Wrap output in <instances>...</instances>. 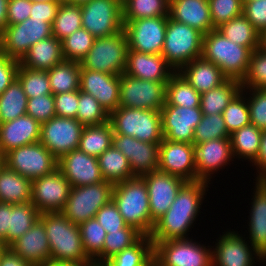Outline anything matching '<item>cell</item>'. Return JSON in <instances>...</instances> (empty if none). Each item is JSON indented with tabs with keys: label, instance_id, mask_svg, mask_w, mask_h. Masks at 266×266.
<instances>
[{
	"label": "cell",
	"instance_id": "obj_1",
	"mask_svg": "<svg viewBox=\"0 0 266 266\" xmlns=\"http://www.w3.org/2000/svg\"><path fill=\"white\" fill-rule=\"evenodd\" d=\"M209 185L206 181H195L182 186L169 210L155 222L150 235L153 245L161 241L193 237L192 234L190 236V232H193L191 227H195L202 205L208 201L205 198Z\"/></svg>",
	"mask_w": 266,
	"mask_h": 266
},
{
	"label": "cell",
	"instance_id": "obj_2",
	"mask_svg": "<svg viewBox=\"0 0 266 266\" xmlns=\"http://www.w3.org/2000/svg\"><path fill=\"white\" fill-rule=\"evenodd\" d=\"M43 222L50 246V262L53 263H91L85 254L80 229L62 212L42 213Z\"/></svg>",
	"mask_w": 266,
	"mask_h": 266
},
{
	"label": "cell",
	"instance_id": "obj_3",
	"mask_svg": "<svg viewBox=\"0 0 266 266\" xmlns=\"http://www.w3.org/2000/svg\"><path fill=\"white\" fill-rule=\"evenodd\" d=\"M112 201L127 225L143 235H151L155 222L151 219L148 190L142 177L115 184Z\"/></svg>",
	"mask_w": 266,
	"mask_h": 266
},
{
	"label": "cell",
	"instance_id": "obj_4",
	"mask_svg": "<svg viewBox=\"0 0 266 266\" xmlns=\"http://www.w3.org/2000/svg\"><path fill=\"white\" fill-rule=\"evenodd\" d=\"M252 51L227 39L217 29L203 35L202 57L219 67L228 79L242 81Z\"/></svg>",
	"mask_w": 266,
	"mask_h": 266
},
{
	"label": "cell",
	"instance_id": "obj_5",
	"mask_svg": "<svg viewBox=\"0 0 266 266\" xmlns=\"http://www.w3.org/2000/svg\"><path fill=\"white\" fill-rule=\"evenodd\" d=\"M203 33L168 16L164 47L161 55L178 72L195 58L202 56Z\"/></svg>",
	"mask_w": 266,
	"mask_h": 266
},
{
	"label": "cell",
	"instance_id": "obj_6",
	"mask_svg": "<svg viewBox=\"0 0 266 266\" xmlns=\"http://www.w3.org/2000/svg\"><path fill=\"white\" fill-rule=\"evenodd\" d=\"M109 122L115 134L149 143L163 140L160 111L119 106L109 113Z\"/></svg>",
	"mask_w": 266,
	"mask_h": 266
},
{
	"label": "cell",
	"instance_id": "obj_7",
	"mask_svg": "<svg viewBox=\"0 0 266 266\" xmlns=\"http://www.w3.org/2000/svg\"><path fill=\"white\" fill-rule=\"evenodd\" d=\"M128 41L124 30L108 37L95 38L90 51L81 60V68L113 75L124 73Z\"/></svg>",
	"mask_w": 266,
	"mask_h": 266
},
{
	"label": "cell",
	"instance_id": "obj_8",
	"mask_svg": "<svg viewBox=\"0 0 266 266\" xmlns=\"http://www.w3.org/2000/svg\"><path fill=\"white\" fill-rule=\"evenodd\" d=\"M154 261L159 266H212V245L193 237L157 242Z\"/></svg>",
	"mask_w": 266,
	"mask_h": 266
},
{
	"label": "cell",
	"instance_id": "obj_9",
	"mask_svg": "<svg viewBox=\"0 0 266 266\" xmlns=\"http://www.w3.org/2000/svg\"><path fill=\"white\" fill-rule=\"evenodd\" d=\"M113 187L114 185L107 181L71 187L62 213L77 225L95 218L97 211L112 200Z\"/></svg>",
	"mask_w": 266,
	"mask_h": 266
},
{
	"label": "cell",
	"instance_id": "obj_10",
	"mask_svg": "<svg viewBox=\"0 0 266 266\" xmlns=\"http://www.w3.org/2000/svg\"><path fill=\"white\" fill-rule=\"evenodd\" d=\"M239 233L228 228L218 235L212 246V266H266L265 258Z\"/></svg>",
	"mask_w": 266,
	"mask_h": 266
},
{
	"label": "cell",
	"instance_id": "obj_11",
	"mask_svg": "<svg viewBox=\"0 0 266 266\" xmlns=\"http://www.w3.org/2000/svg\"><path fill=\"white\" fill-rule=\"evenodd\" d=\"M80 6L82 28L95 38L112 36L123 30L122 0H89Z\"/></svg>",
	"mask_w": 266,
	"mask_h": 266
},
{
	"label": "cell",
	"instance_id": "obj_12",
	"mask_svg": "<svg viewBox=\"0 0 266 266\" xmlns=\"http://www.w3.org/2000/svg\"><path fill=\"white\" fill-rule=\"evenodd\" d=\"M51 27V24L43 19L33 17L22 23L7 25L0 34V51L20 61L32 45L52 36Z\"/></svg>",
	"mask_w": 266,
	"mask_h": 266
},
{
	"label": "cell",
	"instance_id": "obj_13",
	"mask_svg": "<svg viewBox=\"0 0 266 266\" xmlns=\"http://www.w3.org/2000/svg\"><path fill=\"white\" fill-rule=\"evenodd\" d=\"M3 164L32 181L56 170L58 159L37 142L7 152L3 156Z\"/></svg>",
	"mask_w": 266,
	"mask_h": 266
},
{
	"label": "cell",
	"instance_id": "obj_14",
	"mask_svg": "<svg viewBox=\"0 0 266 266\" xmlns=\"http://www.w3.org/2000/svg\"><path fill=\"white\" fill-rule=\"evenodd\" d=\"M166 103V83L120 75L119 106L161 111Z\"/></svg>",
	"mask_w": 266,
	"mask_h": 266
},
{
	"label": "cell",
	"instance_id": "obj_15",
	"mask_svg": "<svg viewBox=\"0 0 266 266\" xmlns=\"http://www.w3.org/2000/svg\"><path fill=\"white\" fill-rule=\"evenodd\" d=\"M168 16L130 20L123 26L131 50L161 54L164 47Z\"/></svg>",
	"mask_w": 266,
	"mask_h": 266
},
{
	"label": "cell",
	"instance_id": "obj_16",
	"mask_svg": "<svg viewBox=\"0 0 266 266\" xmlns=\"http://www.w3.org/2000/svg\"><path fill=\"white\" fill-rule=\"evenodd\" d=\"M193 161L196 167L197 181L212 183L215 174L233 165L230 138L212 139L200 144H193ZM232 162V163H230ZM218 172V173H217Z\"/></svg>",
	"mask_w": 266,
	"mask_h": 266
},
{
	"label": "cell",
	"instance_id": "obj_17",
	"mask_svg": "<svg viewBox=\"0 0 266 266\" xmlns=\"http://www.w3.org/2000/svg\"><path fill=\"white\" fill-rule=\"evenodd\" d=\"M71 186L57 168L43 177L32 180L31 203L40 214L62 212Z\"/></svg>",
	"mask_w": 266,
	"mask_h": 266
},
{
	"label": "cell",
	"instance_id": "obj_18",
	"mask_svg": "<svg viewBox=\"0 0 266 266\" xmlns=\"http://www.w3.org/2000/svg\"><path fill=\"white\" fill-rule=\"evenodd\" d=\"M83 128L75 118L55 116L41 124L40 143L59 159L78 149Z\"/></svg>",
	"mask_w": 266,
	"mask_h": 266
},
{
	"label": "cell",
	"instance_id": "obj_19",
	"mask_svg": "<svg viewBox=\"0 0 266 266\" xmlns=\"http://www.w3.org/2000/svg\"><path fill=\"white\" fill-rule=\"evenodd\" d=\"M159 144L113 133L111 146L124 154L128 159L132 173L141 177L144 174L158 170Z\"/></svg>",
	"mask_w": 266,
	"mask_h": 266
},
{
	"label": "cell",
	"instance_id": "obj_20",
	"mask_svg": "<svg viewBox=\"0 0 266 266\" xmlns=\"http://www.w3.org/2000/svg\"><path fill=\"white\" fill-rule=\"evenodd\" d=\"M160 113L164 139L193 144L194 130L203 116L200 107L164 105Z\"/></svg>",
	"mask_w": 266,
	"mask_h": 266
},
{
	"label": "cell",
	"instance_id": "obj_21",
	"mask_svg": "<svg viewBox=\"0 0 266 266\" xmlns=\"http://www.w3.org/2000/svg\"><path fill=\"white\" fill-rule=\"evenodd\" d=\"M141 177L144 179L148 190L151 219L156 222L169 210L186 181L159 170L144 174Z\"/></svg>",
	"mask_w": 266,
	"mask_h": 266
},
{
	"label": "cell",
	"instance_id": "obj_22",
	"mask_svg": "<svg viewBox=\"0 0 266 266\" xmlns=\"http://www.w3.org/2000/svg\"><path fill=\"white\" fill-rule=\"evenodd\" d=\"M158 170L178 176L186 182L197 181L193 144L164 139L159 144Z\"/></svg>",
	"mask_w": 266,
	"mask_h": 266
},
{
	"label": "cell",
	"instance_id": "obj_23",
	"mask_svg": "<svg viewBox=\"0 0 266 266\" xmlns=\"http://www.w3.org/2000/svg\"><path fill=\"white\" fill-rule=\"evenodd\" d=\"M57 168L71 187H80L105 181L97 157L75 149L58 159Z\"/></svg>",
	"mask_w": 266,
	"mask_h": 266
},
{
	"label": "cell",
	"instance_id": "obj_24",
	"mask_svg": "<svg viewBox=\"0 0 266 266\" xmlns=\"http://www.w3.org/2000/svg\"><path fill=\"white\" fill-rule=\"evenodd\" d=\"M79 90L94 96L110 113L119 107L120 75L81 68Z\"/></svg>",
	"mask_w": 266,
	"mask_h": 266
},
{
	"label": "cell",
	"instance_id": "obj_25",
	"mask_svg": "<svg viewBox=\"0 0 266 266\" xmlns=\"http://www.w3.org/2000/svg\"><path fill=\"white\" fill-rule=\"evenodd\" d=\"M253 183L252 201L248 204L251 209L246 220L248 232L245 230L244 236L266 258V178H255Z\"/></svg>",
	"mask_w": 266,
	"mask_h": 266
},
{
	"label": "cell",
	"instance_id": "obj_26",
	"mask_svg": "<svg viewBox=\"0 0 266 266\" xmlns=\"http://www.w3.org/2000/svg\"><path fill=\"white\" fill-rule=\"evenodd\" d=\"M41 124L27 114L0 123V155L21 146L40 142Z\"/></svg>",
	"mask_w": 266,
	"mask_h": 266
},
{
	"label": "cell",
	"instance_id": "obj_27",
	"mask_svg": "<svg viewBox=\"0 0 266 266\" xmlns=\"http://www.w3.org/2000/svg\"><path fill=\"white\" fill-rule=\"evenodd\" d=\"M174 72L161 54L141 53L128 49L125 74L142 80L167 84Z\"/></svg>",
	"mask_w": 266,
	"mask_h": 266
},
{
	"label": "cell",
	"instance_id": "obj_28",
	"mask_svg": "<svg viewBox=\"0 0 266 266\" xmlns=\"http://www.w3.org/2000/svg\"><path fill=\"white\" fill-rule=\"evenodd\" d=\"M9 247L34 266L50 262V246L44 224L40 219Z\"/></svg>",
	"mask_w": 266,
	"mask_h": 266
},
{
	"label": "cell",
	"instance_id": "obj_29",
	"mask_svg": "<svg viewBox=\"0 0 266 266\" xmlns=\"http://www.w3.org/2000/svg\"><path fill=\"white\" fill-rule=\"evenodd\" d=\"M169 17L203 34L214 30L208 0H170Z\"/></svg>",
	"mask_w": 266,
	"mask_h": 266
},
{
	"label": "cell",
	"instance_id": "obj_30",
	"mask_svg": "<svg viewBox=\"0 0 266 266\" xmlns=\"http://www.w3.org/2000/svg\"><path fill=\"white\" fill-rule=\"evenodd\" d=\"M200 94L217 88L228 78L221 69L202 56L195 58L178 71Z\"/></svg>",
	"mask_w": 266,
	"mask_h": 266
},
{
	"label": "cell",
	"instance_id": "obj_31",
	"mask_svg": "<svg viewBox=\"0 0 266 266\" xmlns=\"http://www.w3.org/2000/svg\"><path fill=\"white\" fill-rule=\"evenodd\" d=\"M64 60L62 42L51 36L32 45L19 62L32 70L48 71Z\"/></svg>",
	"mask_w": 266,
	"mask_h": 266
},
{
	"label": "cell",
	"instance_id": "obj_32",
	"mask_svg": "<svg viewBox=\"0 0 266 266\" xmlns=\"http://www.w3.org/2000/svg\"><path fill=\"white\" fill-rule=\"evenodd\" d=\"M32 181L9 169L0 166V202L22 204L31 201Z\"/></svg>",
	"mask_w": 266,
	"mask_h": 266
},
{
	"label": "cell",
	"instance_id": "obj_33",
	"mask_svg": "<svg viewBox=\"0 0 266 266\" xmlns=\"http://www.w3.org/2000/svg\"><path fill=\"white\" fill-rule=\"evenodd\" d=\"M261 137L262 130L251 123L230 134L234 159L251 165L258 156Z\"/></svg>",
	"mask_w": 266,
	"mask_h": 266
},
{
	"label": "cell",
	"instance_id": "obj_34",
	"mask_svg": "<svg viewBox=\"0 0 266 266\" xmlns=\"http://www.w3.org/2000/svg\"><path fill=\"white\" fill-rule=\"evenodd\" d=\"M97 159L103 179L113 185L136 177L131 171L128 159L113 146Z\"/></svg>",
	"mask_w": 266,
	"mask_h": 266
},
{
	"label": "cell",
	"instance_id": "obj_35",
	"mask_svg": "<svg viewBox=\"0 0 266 266\" xmlns=\"http://www.w3.org/2000/svg\"><path fill=\"white\" fill-rule=\"evenodd\" d=\"M53 95L77 91L80 88L81 64L64 60L47 71Z\"/></svg>",
	"mask_w": 266,
	"mask_h": 266
},
{
	"label": "cell",
	"instance_id": "obj_36",
	"mask_svg": "<svg viewBox=\"0 0 266 266\" xmlns=\"http://www.w3.org/2000/svg\"><path fill=\"white\" fill-rule=\"evenodd\" d=\"M241 90V81L227 79L217 88L211 89L200 96V109L204 115L222 114L224 109Z\"/></svg>",
	"mask_w": 266,
	"mask_h": 266
},
{
	"label": "cell",
	"instance_id": "obj_37",
	"mask_svg": "<svg viewBox=\"0 0 266 266\" xmlns=\"http://www.w3.org/2000/svg\"><path fill=\"white\" fill-rule=\"evenodd\" d=\"M154 261V245L150 236L143 235L135 244L125 248L105 266H151Z\"/></svg>",
	"mask_w": 266,
	"mask_h": 266
},
{
	"label": "cell",
	"instance_id": "obj_38",
	"mask_svg": "<svg viewBox=\"0 0 266 266\" xmlns=\"http://www.w3.org/2000/svg\"><path fill=\"white\" fill-rule=\"evenodd\" d=\"M227 39L251 51L260 47V33L241 14L217 28Z\"/></svg>",
	"mask_w": 266,
	"mask_h": 266
},
{
	"label": "cell",
	"instance_id": "obj_39",
	"mask_svg": "<svg viewBox=\"0 0 266 266\" xmlns=\"http://www.w3.org/2000/svg\"><path fill=\"white\" fill-rule=\"evenodd\" d=\"M113 133L109 121L100 125L84 126L78 149L90 156L99 157L111 146Z\"/></svg>",
	"mask_w": 266,
	"mask_h": 266
},
{
	"label": "cell",
	"instance_id": "obj_40",
	"mask_svg": "<svg viewBox=\"0 0 266 266\" xmlns=\"http://www.w3.org/2000/svg\"><path fill=\"white\" fill-rule=\"evenodd\" d=\"M201 94L179 73L174 72L166 84L165 105L200 107Z\"/></svg>",
	"mask_w": 266,
	"mask_h": 266
},
{
	"label": "cell",
	"instance_id": "obj_41",
	"mask_svg": "<svg viewBox=\"0 0 266 266\" xmlns=\"http://www.w3.org/2000/svg\"><path fill=\"white\" fill-rule=\"evenodd\" d=\"M40 213L30 202L11 204L10 221L6 236V246L24 235L39 219Z\"/></svg>",
	"mask_w": 266,
	"mask_h": 266
},
{
	"label": "cell",
	"instance_id": "obj_42",
	"mask_svg": "<svg viewBox=\"0 0 266 266\" xmlns=\"http://www.w3.org/2000/svg\"><path fill=\"white\" fill-rule=\"evenodd\" d=\"M142 236L141 232L129 225L118 231H109L106 234L102 252L92 262H107L125 248L135 244Z\"/></svg>",
	"mask_w": 266,
	"mask_h": 266
},
{
	"label": "cell",
	"instance_id": "obj_43",
	"mask_svg": "<svg viewBox=\"0 0 266 266\" xmlns=\"http://www.w3.org/2000/svg\"><path fill=\"white\" fill-rule=\"evenodd\" d=\"M28 98L16 78L0 95V123L12 121L27 111Z\"/></svg>",
	"mask_w": 266,
	"mask_h": 266
},
{
	"label": "cell",
	"instance_id": "obj_44",
	"mask_svg": "<svg viewBox=\"0 0 266 266\" xmlns=\"http://www.w3.org/2000/svg\"><path fill=\"white\" fill-rule=\"evenodd\" d=\"M123 23L169 16V0H122Z\"/></svg>",
	"mask_w": 266,
	"mask_h": 266
},
{
	"label": "cell",
	"instance_id": "obj_45",
	"mask_svg": "<svg viewBox=\"0 0 266 266\" xmlns=\"http://www.w3.org/2000/svg\"><path fill=\"white\" fill-rule=\"evenodd\" d=\"M51 26L52 36L60 41L82 28L81 6L61 2Z\"/></svg>",
	"mask_w": 266,
	"mask_h": 266
},
{
	"label": "cell",
	"instance_id": "obj_46",
	"mask_svg": "<svg viewBox=\"0 0 266 266\" xmlns=\"http://www.w3.org/2000/svg\"><path fill=\"white\" fill-rule=\"evenodd\" d=\"M222 116L229 134L250 124L247 89H241L234 96L222 112Z\"/></svg>",
	"mask_w": 266,
	"mask_h": 266
},
{
	"label": "cell",
	"instance_id": "obj_47",
	"mask_svg": "<svg viewBox=\"0 0 266 266\" xmlns=\"http://www.w3.org/2000/svg\"><path fill=\"white\" fill-rule=\"evenodd\" d=\"M17 79L22 84L28 99L43 94H52L47 71L32 70L20 64L17 70Z\"/></svg>",
	"mask_w": 266,
	"mask_h": 266
},
{
	"label": "cell",
	"instance_id": "obj_48",
	"mask_svg": "<svg viewBox=\"0 0 266 266\" xmlns=\"http://www.w3.org/2000/svg\"><path fill=\"white\" fill-rule=\"evenodd\" d=\"M76 119L83 126L100 125L109 121V113L94 96L79 90Z\"/></svg>",
	"mask_w": 266,
	"mask_h": 266
},
{
	"label": "cell",
	"instance_id": "obj_49",
	"mask_svg": "<svg viewBox=\"0 0 266 266\" xmlns=\"http://www.w3.org/2000/svg\"><path fill=\"white\" fill-rule=\"evenodd\" d=\"M78 226L85 254L93 261L102 252L106 230L96 218L82 222Z\"/></svg>",
	"mask_w": 266,
	"mask_h": 266
},
{
	"label": "cell",
	"instance_id": "obj_50",
	"mask_svg": "<svg viewBox=\"0 0 266 266\" xmlns=\"http://www.w3.org/2000/svg\"><path fill=\"white\" fill-rule=\"evenodd\" d=\"M95 37L84 28L65 37L62 42L65 60L81 62L93 46Z\"/></svg>",
	"mask_w": 266,
	"mask_h": 266
},
{
	"label": "cell",
	"instance_id": "obj_51",
	"mask_svg": "<svg viewBox=\"0 0 266 266\" xmlns=\"http://www.w3.org/2000/svg\"><path fill=\"white\" fill-rule=\"evenodd\" d=\"M220 138H230L222 114H203L201 122L194 130L193 144Z\"/></svg>",
	"mask_w": 266,
	"mask_h": 266
},
{
	"label": "cell",
	"instance_id": "obj_52",
	"mask_svg": "<svg viewBox=\"0 0 266 266\" xmlns=\"http://www.w3.org/2000/svg\"><path fill=\"white\" fill-rule=\"evenodd\" d=\"M241 89H266V51L260 47L251 53L247 74L241 81Z\"/></svg>",
	"mask_w": 266,
	"mask_h": 266
},
{
	"label": "cell",
	"instance_id": "obj_53",
	"mask_svg": "<svg viewBox=\"0 0 266 266\" xmlns=\"http://www.w3.org/2000/svg\"><path fill=\"white\" fill-rule=\"evenodd\" d=\"M208 3L215 29L243 13L242 0H208Z\"/></svg>",
	"mask_w": 266,
	"mask_h": 266
},
{
	"label": "cell",
	"instance_id": "obj_54",
	"mask_svg": "<svg viewBox=\"0 0 266 266\" xmlns=\"http://www.w3.org/2000/svg\"><path fill=\"white\" fill-rule=\"evenodd\" d=\"M250 123L266 130V89H247Z\"/></svg>",
	"mask_w": 266,
	"mask_h": 266
},
{
	"label": "cell",
	"instance_id": "obj_55",
	"mask_svg": "<svg viewBox=\"0 0 266 266\" xmlns=\"http://www.w3.org/2000/svg\"><path fill=\"white\" fill-rule=\"evenodd\" d=\"M26 114L37 120L40 124L56 116L53 94L29 98Z\"/></svg>",
	"mask_w": 266,
	"mask_h": 266
},
{
	"label": "cell",
	"instance_id": "obj_56",
	"mask_svg": "<svg viewBox=\"0 0 266 266\" xmlns=\"http://www.w3.org/2000/svg\"><path fill=\"white\" fill-rule=\"evenodd\" d=\"M95 218L106 230V233L118 231L127 225L112 200L97 211Z\"/></svg>",
	"mask_w": 266,
	"mask_h": 266
},
{
	"label": "cell",
	"instance_id": "obj_57",
	"mask_svg": "<svg viewBox=\"0 0 266 266\" xmlns=\"http://www.w3.org/2000/svg\"><path fill=\"white\" fill-rule=\"evenodd\" d=\"M242 14L260 34L266 29V0L245 1Z\"/></svg>",
	"mask_w": 266,
	"mask_h": 266
},
{
	"label": "cell",
	"instance_id": "obj_58",
	"mask_svg": "<svg viewBox=\"0 0 266 266\" xmlns=\"http://www.w3.org/2000/svg\"><path fill=\"white\" fill-rule=\"evenodd\" d=\"M53 96L56 116L76 119L79 90L73 92L59 93Z\"/></svg>",
	"mask_w": 266,
	"mask_h": 266
},
{
	"label": "cell",
	"instance_id": "obj_59",
	"mask_svg": "<svg viewBox=\"0 0 266 266\" xmlns=\"http://www.w3.org/2000/svg\"><path fill=\"white\" fill-rule=\"evenodd\" d=\"M19 60L8 57L0 51V95L17 78Z\"/></svg>",
	"mask_w": 266,
	"mask_h": 266
},
{
	"label": "cell",
	"instance_id": "obj_60",
	"mask_svg": "<svg viewBox=\"0 0 266 266\" xmlns=\"http://www.w3.org/2000/svg\"><path fill=\"white\" fill-rule=\"evenodd\" d=\"M31 8V0H8L7 25L24 22L30 17Z\"/></svg>",
	"mask_w": 266,
	"mask_h": 266
},
{
	"label": "cell",
	"instance_id": "obj_61",
	"mask_svg": "<svg viewBox=\"0 0 266 266\" xmlns=\"http://www.w3.org/2000/svg\"><path fill=\"white\" fill-rule=\"evenodd\" d=\"M62 1L32 2L30 17L43 19L52 25Z\"/></svg>",
	"mask_w": 266,
	"mask_h": 266
},
{
	"label": "cell",
	"instance_id": "obj_62",
	"mask_svg": "<svg viewBox=\"0 0 266 266\" xmlns=\"http://www.w3.org/2000/svg\"><path fill=\"white\" fill-rule=\"evenodd\" d=\"M249 166H253V170L256 168V174L254 173V178H266V130L262 131L258 156L256 160Z\"/></svg>",
	"mask_w": 266,
	"mask_h": 266
},
{
	"label": "cell",
	"instance_id": "obj_63",
	"mask_svg": "<svg viewBox=\"0 0 266 266\" xmlns=\"http://www.w3.org/2000/svg\"><path fill=\"white\" fill-rule=\"evenodd\" d=\"M0 266H34V265L26 260H23L10 247H7L1 255Z\"/></svg>",
	"mask_w": 266,
	"mask_h": 266
},
{
	"label": "cell",
	"instance_id": "obj_64",
	"mask_svg": "<svg viewBox=\"0 0 266 266\" xmlns=\"http://www.w3.org/2000/svg\"><path fill=\"white\" fill-rule=\"evenodd\" d=\"M11 204L0 202V240L6 246V236L10 221Z\"/></svg>",
	"mask_w": 266,
	"mask_h": 266
},
{
	"label": "cell",
	"instance_id": "obj_65",
	"mask_svg": "<svg viewBox=\"0 0 266 266\" xmlns=\"http://www.w3.org/2000/svg\"><path fill=\"white\" fill-rule=\"evenodd\" d=\"M7 6L8 0H0V34L7 27Z\"/></svg>",
	"mask_w": 266,
	"mask_h": 266
},
{
	"label": "cell",
	"instance_id": "obj_66",
	"mask_svg": "<svg viewBox=\"0 0 266 266\" xmlns=\"http://www.w3.org/2000/svg\"><path fill=\"white\" fill-rule=\"evenodd\" d=\"M90 263H53L47 262L38 266H88Z\"/></svg>",
	"mask_w": 266,
	"mask_h": 266
},
{
	"label": "cell",
	"instance_id": "obj_67",
	"mask_svg": "<svg viewBox=\"0 0 266 266\" xmlns=\"http://www.w3.org/2000/svg\"><path fill=\"white\" fill-rule=\"evenodd\" d=\"M260 48L266 51V29L260 34Z\"/></svg>",
	"mask_w": 266,
	"mask_h": 266
},
{
	"label": "cell",
	"instance_id": "obj_68",
	"mask_svg": "<svg viewBox=\"0 0 266 266\" xmlns=\"http://www.w3.org/2000/svg\"><path fill=\"white\" fill-rule=\"evenodd\" d=\"M89 0H62L63 3L81 5Z\"/></svg>",
	"mask_w": 266,
	"mask_h": 266
},
{
	"label": "cell",
	"instance_id": "obj_69",
	"mask_svg": "<svg viewBox=\"0 0 266 266\" xmlns=\"http://www.w3.org/2000/svg\"><path fill=\"white\" fill-rule=\"evenodd\" d=\"M7 248V246L4 245V243L0 240V258L3 253V251Z\"/></svg>",
	"mask_w": 266,
	"mask_h": 266
},
{
	"label": "cell",
	"instance_id": "obj_70",
	"mask_svg": "<svg viewBox=\"0 0 266 266\" xmlns=\"http://www.w3.org/2000/svg\"><path fill=\"white\" fill-rule=\"evenodd\" d=\"M88 266H105V264L104 263L91 262Z\"/></svg>",
	"mask_w": 266,
	"mask_h": 266
},
{
	"label": "cell",
	"instance_id": "obj_71",
	"mask_svg": "<svg viewBox=\"0 0 266 266\" xmlns=\"http://www.w3.org/2000/svg\"><path fill=\"white\" fill-rule=\"evenodd\" d=\"M32 2L62 1V0H31Z\"/></svg>",
	"mask_w": 266,
	"mask_h": 266
},
{
	"label": "cell",
	"instance_id": "obj_72",
	"mask_svg": "<svg viewBox=\"0 0 266 266\" xmlns=\"http://www.w3.org/2000/svg\"><path fill=\"white\" fill-rule=\"evenodd\" d=\"M3 164V157L0 155V166Z\"/></svg>",
	"mask_w": 266,
	"mask_h": 266
},
{
	"label": "cell",
	"instance_id": "obj_73",
	"mask_svg": "<svg viewBox=\"0 0 266 266\" xmlns=\"http://www.w3.org/2000/svg\"><path fill=\"white\" fill-rule=\"evenodd\" d=\"M151 266H159V265L155 261H153Z\"/></svg>",
	"mask_w": 266,
	"mask_h": 266
}]
</instances>
